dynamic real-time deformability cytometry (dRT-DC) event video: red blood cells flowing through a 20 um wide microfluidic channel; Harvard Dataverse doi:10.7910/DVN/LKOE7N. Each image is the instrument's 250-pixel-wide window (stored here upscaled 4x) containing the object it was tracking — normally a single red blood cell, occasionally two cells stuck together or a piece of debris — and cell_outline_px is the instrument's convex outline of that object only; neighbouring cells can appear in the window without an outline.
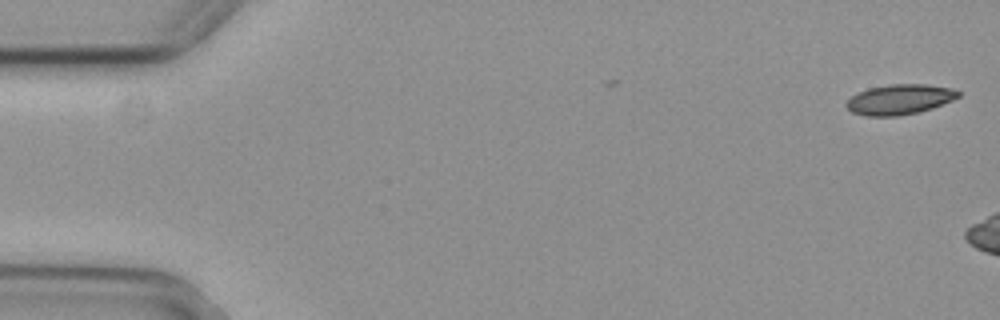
{"species": "common noctule bat (a hibernating species)", "species_latin": "Nyctalus noctula", "temperature_condition": "cold", "stored_images_in_passage": 5, "camera_frame_rate_fps": 3000, "um_per_image_px": 0.085, "animal": {"sex": "female", "body_mass_g": 29.2, "forearm_length_mm": 56.3}, "frame": {"image": 1, "passage_image": 1, "time_ms": 0.0, "image_size_px": [1000, 320], "cell_outline_px": [[960, 96], [952, 100], [932, 108], [916, 112], [896, 116], [864, 116], [852, 112], [844, 104], [852, 96], [868, 88], [888, 84], [928, 84], [952, 88], [960, 92]], "centroid_in_image_um": [76.46, 8.44], "position_along_channel_um": 8.5, "area_um2": 19.59}}